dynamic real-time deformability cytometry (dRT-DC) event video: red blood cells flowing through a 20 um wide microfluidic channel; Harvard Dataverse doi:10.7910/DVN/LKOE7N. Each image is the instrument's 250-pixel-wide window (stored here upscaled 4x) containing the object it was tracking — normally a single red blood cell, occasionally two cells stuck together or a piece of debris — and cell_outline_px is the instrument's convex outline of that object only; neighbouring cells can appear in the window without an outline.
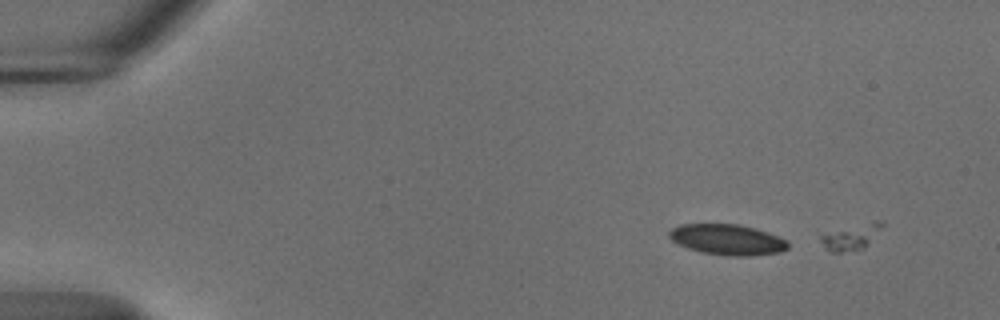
{"species": "common noctule bat (a hibernating species)", "species_latin": "Nyctalus noctula", "temperature_condition": "cold", "stored_images_in_passage": 2, "camera_frame_rate_fps": 3000, "um_per_image_px": 0.085, "animal": {"sex": "male", "body_mass_g": 18.8}, "frame": {"image": 1, "passage_image": 1, "time_ms": 0.0, "image_size_px": [1000, 320], "cell_outline_px": [[788, 248], [780, 252], [748, 256], [728, 256], [704, 252], [688, 248], [672, 240], [668, 236], [668, 232], [672, 228], [680, 224], [736, 224], [756, 228], [768, 232], [788, 240]], "centroid_in_image_um": [61.84, 20.36], "position_along_channel_um": 23.2, "area_um2": 21.15}}